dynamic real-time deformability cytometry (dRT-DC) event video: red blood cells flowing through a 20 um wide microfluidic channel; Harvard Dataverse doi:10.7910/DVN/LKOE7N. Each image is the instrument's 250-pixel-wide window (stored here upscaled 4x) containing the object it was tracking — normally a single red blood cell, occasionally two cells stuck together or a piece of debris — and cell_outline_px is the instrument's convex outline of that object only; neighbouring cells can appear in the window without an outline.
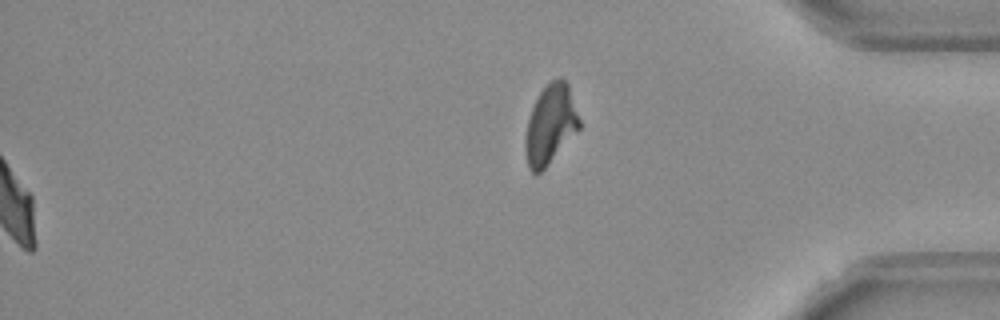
{"species": "Egyptian fruit bat (a non-hibernating species)", "species_latin": "Rousettus aegyptiacus", "temperature_condition": "warm", "stored_images_in_passage": 56, "segment_of_instrument_passage": [2, 2], "camera_frame_rate_fps": 3000, "um_per_image_px": 0.085, "frame": {"image": 1, "passage_image": 56, "time_ms": 18.333, "image_size_px": [1000, 320], "cell_outline_px": [[580, 128], [544, 168], [536, 176], [528, 168], [524, 148], [524, 140], [528, 120], [532, 108], [540, 92], [556, 76], [560, 76], [568, 84], [580, 120]], "centroid_in_image_um": [46.77, 10.59], "position_along_channel_um": 388.4, "area_um2": 24.74}}